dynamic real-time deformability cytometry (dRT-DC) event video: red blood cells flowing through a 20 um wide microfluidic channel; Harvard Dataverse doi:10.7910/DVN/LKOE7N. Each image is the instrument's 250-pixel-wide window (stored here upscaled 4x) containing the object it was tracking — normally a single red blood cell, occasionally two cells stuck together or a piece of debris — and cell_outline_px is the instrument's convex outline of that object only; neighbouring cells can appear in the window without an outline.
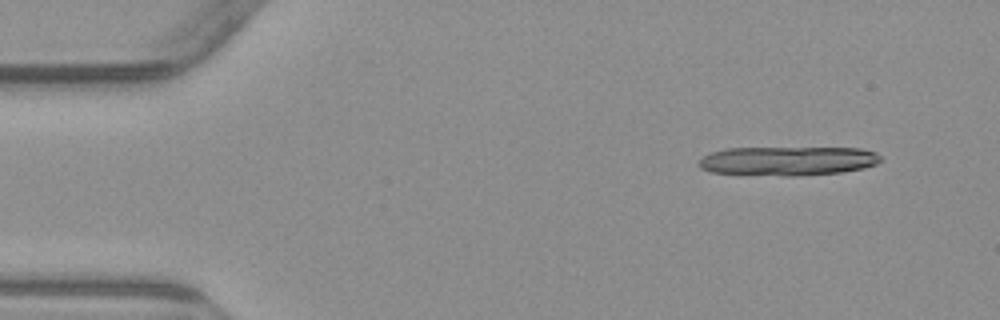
{"species": "common noctule bat (a hibernating species)", "species_latin": "Nyctalus noctula", "temperature_condition": "warm", "stored_images_in_passage": 4, "camera_frame_rate_fps": 3000, "um_per_image_px": 0.085, "animal": {"sex": "male", "body_mass_g": 23.1, "forearm_length_mm": 52.7}, "frame": {"image": 1, "passage_image": 1, "time_ms": 0.0, "image_size_px": [1000, 320], "cell_outline_px": [[880, 160], [876, 164], [864, 168], [840, 172], [796, 176], [784, 176], [712, 172], [700, 168], [700, 160], [704, 156], [712, 152], [728, 148], [860, 148], [876, 152], [880, 156]], "centroid_in_image_um": [66.99, 13.67], "position_along_channel_um": 18.0, "area_um2": 30.63}}